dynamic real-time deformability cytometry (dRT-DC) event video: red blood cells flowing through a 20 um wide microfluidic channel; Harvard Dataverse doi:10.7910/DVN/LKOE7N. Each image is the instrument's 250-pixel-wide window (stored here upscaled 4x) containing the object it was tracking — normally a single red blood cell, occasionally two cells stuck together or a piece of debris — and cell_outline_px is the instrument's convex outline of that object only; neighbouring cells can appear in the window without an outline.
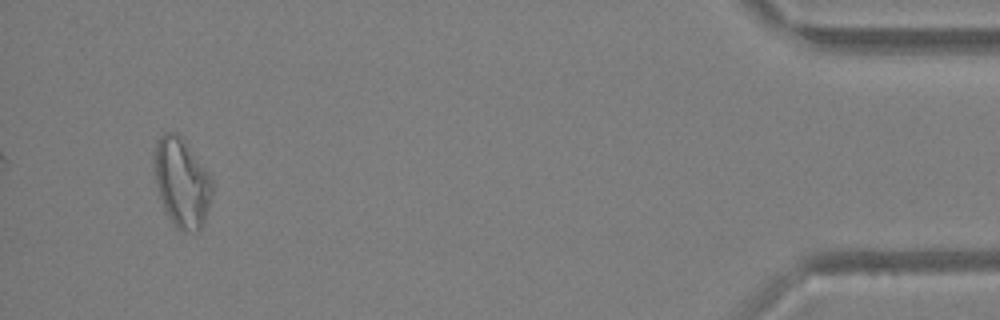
{"species": "Egyptian fruit bat (a non-hibernating species)", "species_latin": "Rousettus aegyptiacus", "temperature_condition": "warm", "stored_images_in_passage": 40, "segment_of_instrument_passage": [2, 2], "camera_frame_rate_fps": 3000, "um_per_image_px": 0.085, "animal": {"sex": "female"}, "frame": {"image": 1, "passage_image": 40, "time_ms": 13.0, "image_size_px": [1000, 320], "cell_outline_px": [[212, 192], [204, 224], [196, 232], [180, 232], [172, 224], [164, 208], [156, 184], [152, 160], [152, 156], [156, 140], [164, 132], [176, 132], [184, 140], [208, 172], [212, 180]], "centroid_in_image_um": [15.42, 15.52], "position_along_channel_um": 419.8, "area_um2": 30.4}}